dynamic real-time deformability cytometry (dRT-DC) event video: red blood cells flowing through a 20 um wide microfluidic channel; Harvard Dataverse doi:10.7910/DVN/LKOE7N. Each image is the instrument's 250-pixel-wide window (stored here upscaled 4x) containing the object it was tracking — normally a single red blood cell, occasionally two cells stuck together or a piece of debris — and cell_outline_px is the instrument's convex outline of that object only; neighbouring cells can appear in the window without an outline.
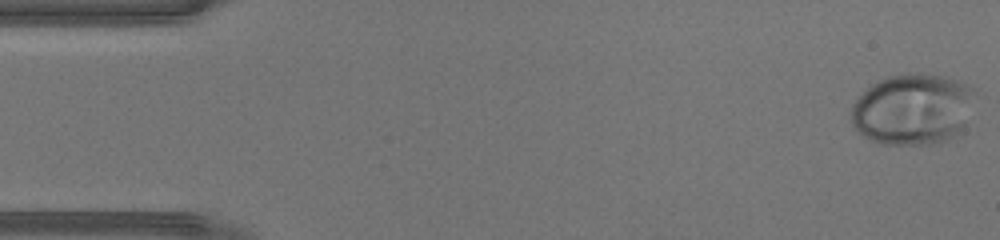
{"species": "human", "species_latin": "Homo sapiens", "temperature_condition": "warm", "stored_images_in_passage": 41, "camera_frame_rate_fps": 3000, "um_per_image_px": 0.085, "donor": {"sex": "male"}, "frame": {"image": 1, "passage_image": 1, "time_ms": 0.0, "image_size_px": [1000, 240], "cell_outline_px": [[976, 92], [964, 132], [948, 140], [932, 144], [880, 144], [856, 132], [852, 124], [852, 104], [872, 84], [888, 76], [912, 72], [916, 72], [944, 76], [972, 84], [976, 88]], "centroid_in_image_um": [77.65, 9.28], "position_along_channel_um": 7.3, "area_um2": 52.19}}
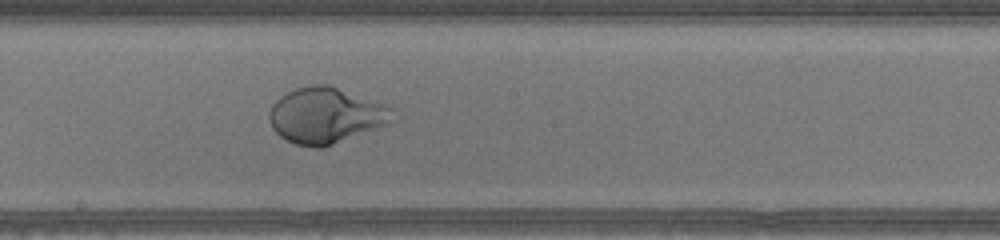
{"frame": {"image": 2, "passage_image": 24, "time_ms": 7.667, "image_size_px": [1000, 240], "cell_outline_px": [[392, 108], [384, 124], [324, 148], [316, 148], [296, 144], [280, 136], [272, 128], [268, 116], [272, 104], [280, 96], [296, 88], [312, 84], [328, 84], [384, 104]], "centroid_in_image_um": [27.58, 9.8], "position_along_channel_um": 220.6, "area_um2": 39.25}}
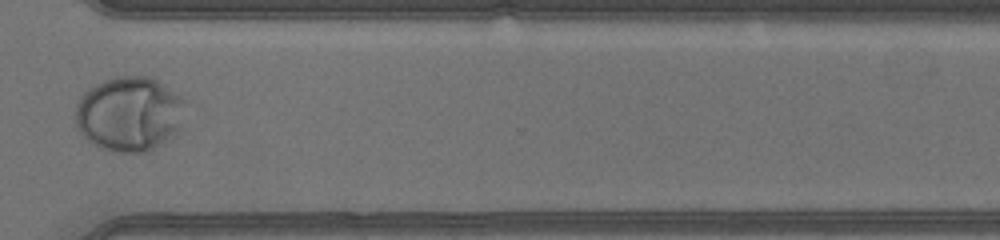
{"frame": {"image": 3, "passage_image": 33, "time_ms": 10.667, "image_size_px": [1000, 240], "cell_outline_px": [[184, 128], [168, 140], [144, 152], [120, 152], [100, 148], [92, 144], [80, 132], [76, 124], [76, 104], [80, 96], [88, 88], [104, 80], [116, 76], [148, 76], [156, 80], [180, 96], [184, 100]], "centroid_in_image_um": [11.01, 9.68], "position_along_channel_um": 359.6, "area_um2": 48.09}}